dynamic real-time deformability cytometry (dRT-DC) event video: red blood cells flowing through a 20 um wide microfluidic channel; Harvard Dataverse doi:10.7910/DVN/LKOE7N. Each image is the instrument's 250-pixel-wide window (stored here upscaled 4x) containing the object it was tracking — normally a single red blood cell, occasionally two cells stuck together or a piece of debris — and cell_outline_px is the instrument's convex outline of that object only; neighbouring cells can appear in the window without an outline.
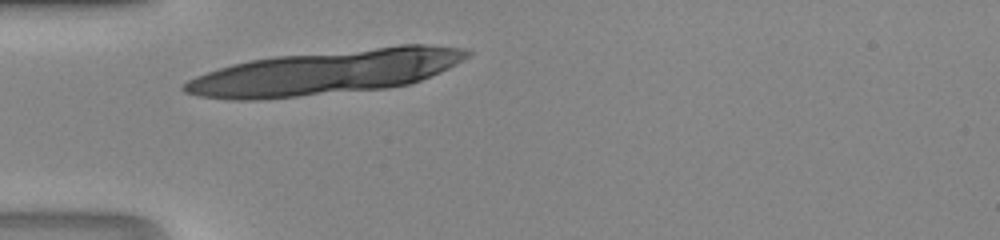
{"species": "human", "species_latin": "Homo sapiens", "temperature_condition": "room temperature", "stored_images_in_passage": 4, "camera_frame_rate_fps": 3000, "um_per_image_px": 0.085, "donor": {"sex": "male"}, "frame": {"image": 1, "passage_image": 3, "time_ms": 0.667, "image_size_px": [1000, 240], "cell_outline_px": [[432, 72], [424, 76], [412, 80], [396, 84], [360, 84], [352, 56], [388, 48], [420, 48]], "centroid_in_image_um": [33.24, 5.61], "position_along_channel_um": 51.8, "area_um2": 16.59}}